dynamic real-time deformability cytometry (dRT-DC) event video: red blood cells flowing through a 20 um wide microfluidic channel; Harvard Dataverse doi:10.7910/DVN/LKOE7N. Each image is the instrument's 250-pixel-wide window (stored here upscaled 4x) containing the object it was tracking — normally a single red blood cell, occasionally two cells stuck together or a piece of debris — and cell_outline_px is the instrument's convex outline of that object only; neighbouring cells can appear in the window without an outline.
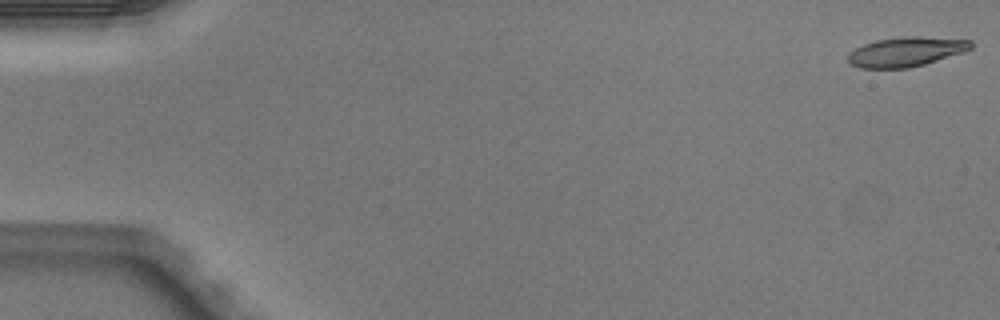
{"species": "Egyptian fruit bat (a non-hibernating species)", "species_latin": "Rousettus aegyptiacus", "temperature_condition": "warm", "stored_images_in_passage": 50, "camera_frame_rate_fps": 3000, "um_per_image_px": 0.085, "animal": {"sex": "male"}, "frame": {"image": 1, "passage_image": 1, "time_ms": 0.0, "image_size_px": [1000, 320], "cell_outline_px": [[972, 48], [964, 52], [924, 64], [908, 68], [860, 68], [852, 64], [848, 60], [848, 52], [864, 44], [876, 40], [904, 36], [920, 36], [972, 40]], "centroid_in_image_um": [77.02, 4.39], "position_along_channel_um": 8.0, "area_um2": 21.15}}
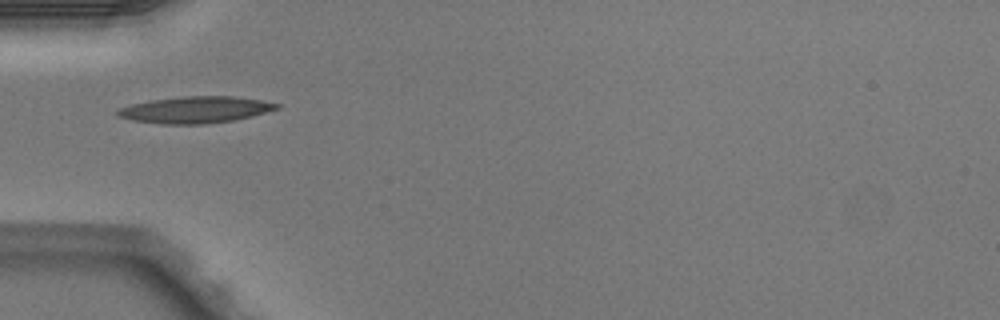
{"frame": {"image": 2, "passage_image": 17, "time_ms": 5.333, "image_size_px": [1000, 320], "cell_outline_px": [[280, 108], [252, 116], [236, 120], [204, 124], [160, 124], [132, 120], [116, 116], [116, 108], [132, 104], [152, 100], [184, 96], [232, 96], [260, 100], [280, 104]], "centroid_in_image_um": [16.58, 9.33], "position_along_channel_um": 68.4, "area_um2": 24.74}}
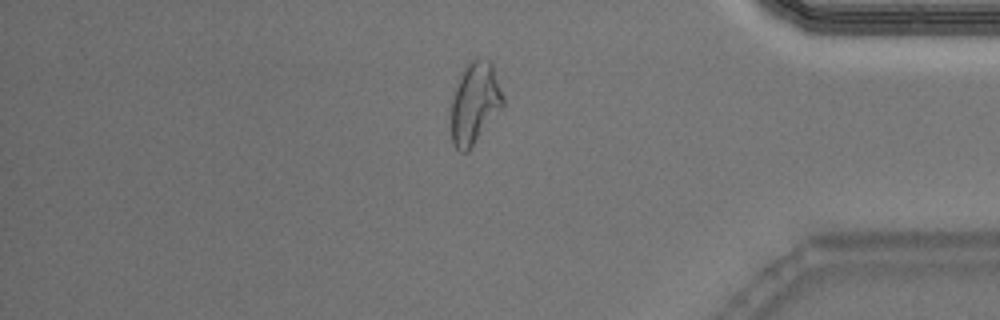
{"frame": {"image": 3, "passage_image": 43, "time_ms": 14.0, "image_size_px": [1000, 320], "cell_outline_px": [[504, 108], [468, 152], [460, 152], [452, 144], [452, 100], [460, 72], [472, 60], [488, 60], [492, 64], [504, 96]], "centroid_in_image_um": [40.38, 8.81], "position_along_channel_um": 394.8, "area_um2": 24.8}, "authors_computed_cell_mechanics": {"area_um2": 22.2819, "velocity_mm_per_s": 4.0435, "shape_relaxation_time_tau1_ms": null, "shape_relaxation_time_tau2_ms": 3.1994, "deformation_change_tau1": null, "deformation_change_tau2": 0.1335}}